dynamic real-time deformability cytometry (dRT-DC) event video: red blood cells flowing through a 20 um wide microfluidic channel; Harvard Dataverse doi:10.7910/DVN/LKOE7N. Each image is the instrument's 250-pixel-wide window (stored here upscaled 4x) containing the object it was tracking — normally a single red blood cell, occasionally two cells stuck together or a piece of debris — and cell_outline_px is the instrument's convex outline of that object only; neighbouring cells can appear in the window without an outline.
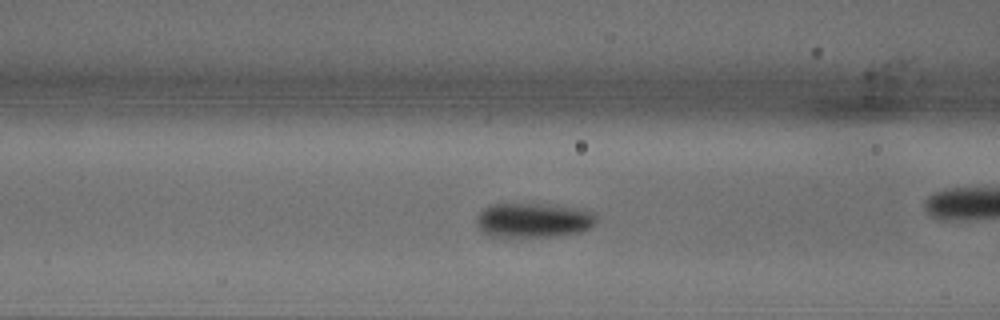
{"species": "common noctule bat (a hibernating species)", "species_latin": "Nyctalus noctula", "temperature_condition": "warm", "stored_images_in_passage": 33, "camera_frame_rate_fps": 3000, "um_per_image_px": 0.085, "animal": {"sex": "male", "body_mass_g": 18.8}, "frame": {"image": 1, "passage_image": 19, "time_ms": 6.0, "image_size_px": [1000, 320], "cell_outline_px": [[596, 220], [588, 228], [580, 232], [552, 236], [492, 236], [484, 232], [480, 228], [476, 220], [476, 216], [488, 204], [540, 204], [584, 208], [596, 212]], "centroid_in_image_um": [45.36, 18.69], "position_along_channel_um": 121.2, "area_um2": 23.99}}